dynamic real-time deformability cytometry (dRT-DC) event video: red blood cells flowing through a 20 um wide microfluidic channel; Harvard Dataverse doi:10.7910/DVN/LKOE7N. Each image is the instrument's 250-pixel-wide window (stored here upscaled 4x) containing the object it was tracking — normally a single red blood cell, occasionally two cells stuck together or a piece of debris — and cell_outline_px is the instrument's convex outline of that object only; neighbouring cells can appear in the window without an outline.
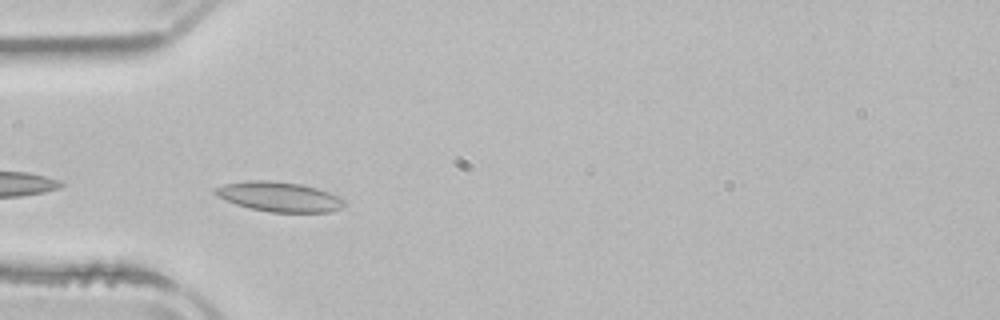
{"species": "common noctule bat (a hibernating species)", "species_latin": "Nyctalus noctula", "temperature_condition": "room temperature", "stored_images_in_passage": 11, "camera_frame_rate_fps": 3000, "um_per_image_px": 0.085, "animal": {"sex": "male", "body_mass_g": 21.5, "forearm_length_mm": 52.0}, "frame": {"image": 1, "passage_image": 2, "time_ms": 0.333, "image_size_px": [1000, 320], "cell_outline_px": [[344, 204], [340, 208], [328, 212], [268, 212], [236, 204], [224, 200], [216, 196], [212, 192], [212, 188], [224, 184], [248, 180], [272, 180], [304, 184], [328, 192], [344, 200]], "centroid_in_image_um": [23.65, 16.7], "position_along_channel_um": 61.3, "area_um2": 22.48}}
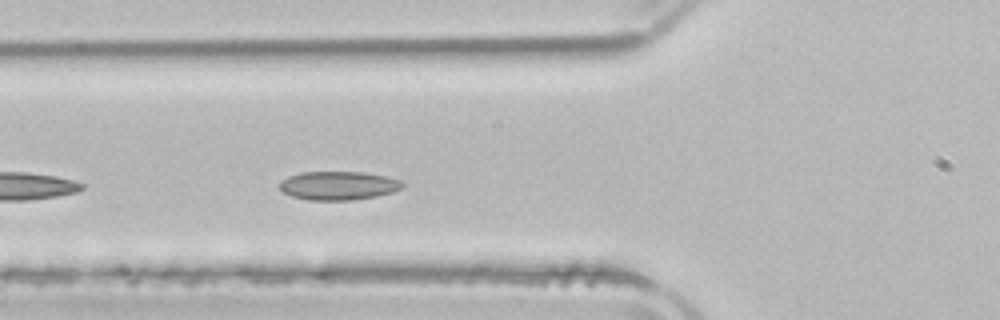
{"frame": {"image": 2, "passage_image": 5, "time_ms": 1.333, "image_size_px": [1000, 320], "cell_outline_px": [[404, 184], [400, 188], [392, 192], [376, 196], [352, 200], [308, 200], [292, 196], [284, 192], [280, 188], [280, 180], [288, 176], [300, 172], [364, 172], [388, 176], [400, 180]], "centroid_in_image_um": [28.75, 15.77], "position_along_channel_um": 97.0, "area_um2": 20.52}}
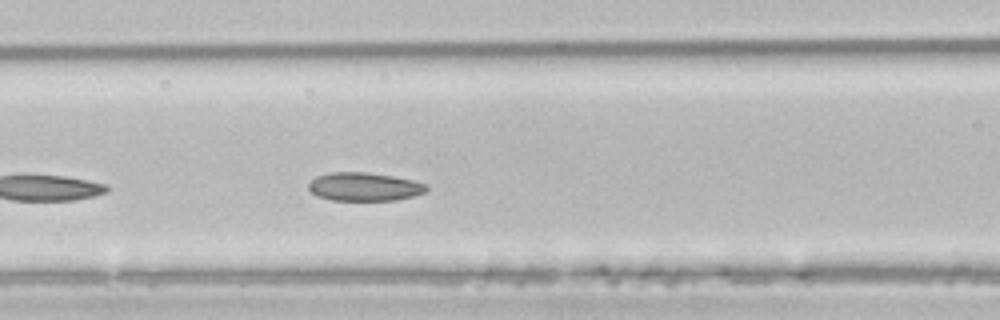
{"frame": {"image": 3, "passage_image": 8, "time_ms": 2.333, "image_size_px": [1000, 320], "cell_outline_px": [[428, 188], [424, 192], [412, 196], [396, 200], [332, 200], [316, 196], [308, 188], [308, 184], [316, 176], [328, 172], [364, 172], [392, 176], [412, 180], [428, 184]], "centroid_in_image_um": [30.94, 15.87], "position_along_channel_um": 135.7, "area_um2": 19.48}}